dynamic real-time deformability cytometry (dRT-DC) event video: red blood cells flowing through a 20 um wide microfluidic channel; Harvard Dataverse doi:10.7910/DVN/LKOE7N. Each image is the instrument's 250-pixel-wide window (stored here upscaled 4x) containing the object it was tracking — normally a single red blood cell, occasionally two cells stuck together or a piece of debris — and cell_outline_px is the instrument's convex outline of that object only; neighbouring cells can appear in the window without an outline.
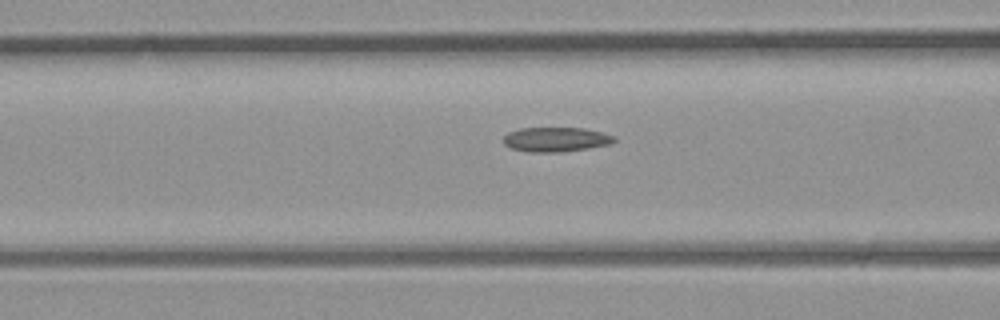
{"species": "common noctule bat (a hibernating species)", "species_latin": "Nyctalus noctula", "temperature_condition": "room temperature", "stored_images_in_passage": 20, "camera_frame_rate_fps": 3000, "um_per_image_px": 0.085, "animal": {"sex": "male", "body_mass_g": 23.1, "forearm_length_mm": 52.7}, "frame": {"image": 1, "passage_image": 4, "time_ms": 1.0, "image_size_px": [1000, 320], "cell_outline_px": [[616, 140], [612, 144], [588, 148], [560, 152], [528, 152], [512, 148], [504, 144], [504, 136], [508, 132], [520, 128], [584, 128], [616, 136]], "centroid_in_image_um": [47.27, 11.85], "position_along_channel_um": 119.3, "area_um2": 15.84}}
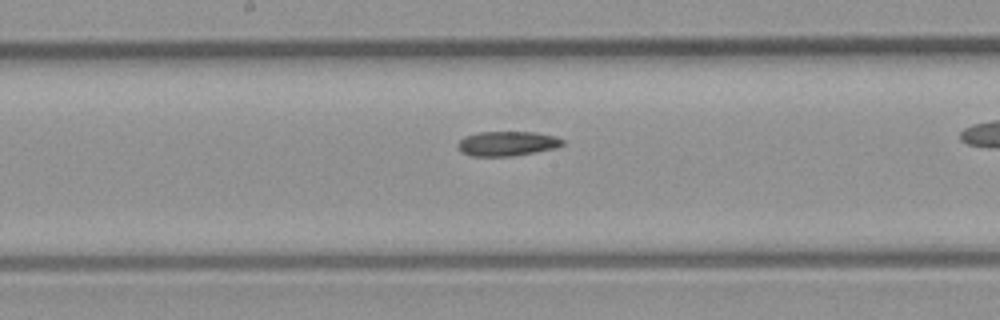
{"frame": {"image": 2, "passage_image": 9, "time_ms": 2.667, "image_size_px": [1000, 320], "cell_outline_px": [[564, 144], [556, 148], [512, 156], [472, 156], [460, 152], [456, 144], [464, 136], [480, 132], [536, 132], [556, 136], [564, 140]], "centroid_in_image_um": [43.1, 12.2], "position_along_channel_um": 205.1, "area_um2": 15.14}}